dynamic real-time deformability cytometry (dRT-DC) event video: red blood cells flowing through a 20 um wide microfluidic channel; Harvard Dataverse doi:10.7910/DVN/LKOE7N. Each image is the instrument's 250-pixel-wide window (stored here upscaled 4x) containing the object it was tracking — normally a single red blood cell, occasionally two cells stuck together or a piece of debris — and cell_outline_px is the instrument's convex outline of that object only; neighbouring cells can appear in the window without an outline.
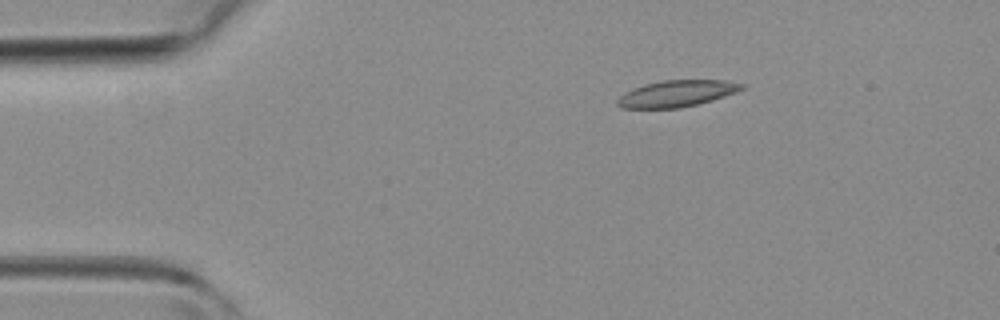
{"species": "common noctule bat (a hibernating species)", "species_latin": "Nyctalus noctula", "temperature_condition": "room temperature", "stored_images_in_passage": 24, "camera_frame_rate_fps": 3000, "um_per_image_px": 0.085, "animal": {"sex": "female", "body_mass_g": 19.3, "forearm_length_mm": 54.1}, "frame": {"image": 1, "passage_image": 1, "time_ms": 0.0, "image_size_px": [1000, 320], "cell_outline_px": [[744, 88], [736, 92], [712, 100], [680, 108], [620, 108], [616, 104], [616, 100], [624, 92], [632, 88], [644, 84], [664, 80], [724, 80], [744, 84]], "centroid_in_image_um": [57.48, 7.95], "position_along_channel_um": 27.5, "area_um2": 19.19}}
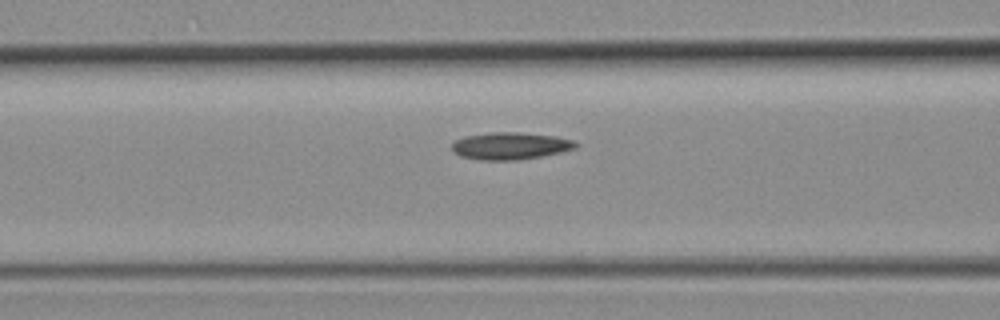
{"frame": {"image": 2, "passage_image": 11, "time_ms": 3.333, "image_size_px": [1000, 320], "cell_outline_px": [[580, 144], [576, 148], [560, 152], [540, 156], [516, 160], [480, 160], [460, 156], [452, 152], [452, 144], [456, 140], [464, 136], [492, 132], [516, 132], [556, 136], [572, 140]], "centroid_in_image_um": [43.36, 12.4], "position_along_channel_um": 123.2, "area_um2": 19.59}}
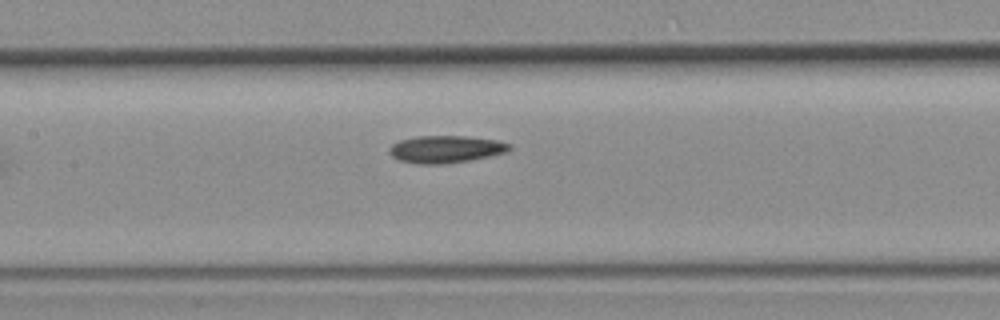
{"frame": {"image": 3, "passage_image": 14, "time_ms": 4.333, "image_size_px": [1000, 320], "cell_outline_px": [[512, 148], [508, 152], [468, 160], [444, 164], [420, 164], [400, 160], [392, 156], [388, 152], [388, 148], [392, 144], [400, 140], [416, 136], [464, 136], [496, 140], [512, 144]], "centroid_in_image_um": [37.88, 12.67], "position_along_channel_um": 169.5, "area_um2": 19.07}}